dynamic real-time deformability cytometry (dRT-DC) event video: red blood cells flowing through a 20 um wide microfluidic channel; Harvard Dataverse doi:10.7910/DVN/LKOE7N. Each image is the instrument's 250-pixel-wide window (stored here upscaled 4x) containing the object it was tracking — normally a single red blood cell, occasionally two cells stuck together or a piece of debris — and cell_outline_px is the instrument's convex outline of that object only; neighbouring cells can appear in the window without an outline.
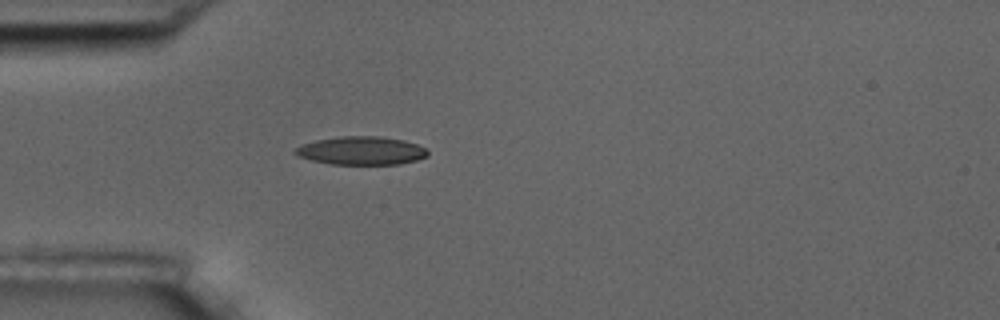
{"species": "common noctule bat (a hibernating species)", "species_latin": "Nyctalus noctula", "temperature_condition": "room temperature", "stored_images_in_passage": 4, "camera_frame_rate_fps": 3000, "um_per_image_px": 0.085, "animal": {"sex": "male", "body_mass_g": 17.5, "forearm_length_mm": 52.3}, "frame": {"image": 1, "passage_image": 4, "time_ms": 3.333, "image_size_px": [1000, 320], "cell_outline_px": [[428, 156], [416, 160], [400, 164], [332, 164], [312, 160], [296, 156], [292, 152], [300, 144], [316, 140], [340, 136], [380, 136], [404, 140], [416, 144], [424, 148], [428, 152]], "centroid_in_image_um": [30.68, 12.8], "position_along_channel_um": 54.3, "area_um2": 21.91}}